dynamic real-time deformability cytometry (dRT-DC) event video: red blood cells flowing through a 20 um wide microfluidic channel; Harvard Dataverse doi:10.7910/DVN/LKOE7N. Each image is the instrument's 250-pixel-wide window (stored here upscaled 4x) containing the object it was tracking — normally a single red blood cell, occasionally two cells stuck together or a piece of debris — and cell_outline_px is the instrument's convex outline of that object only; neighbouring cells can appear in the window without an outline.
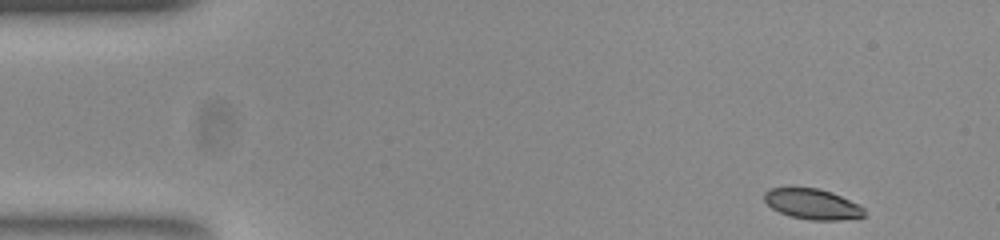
{"species": "common noctule bat (a hibernating species)", "species_latin": "Nyctalus noctula", "temperature_condition": "room temperature", "stored_images_in_passage": 23, "camera_frame_rate_fps": 3000, "um_per_image_px": 0.085, "animal": {"sex": "female", "body_mass_g": 23.0, "forearm_length_mm": 53.4}, "frame": {"image": 1, "passage_image": 1, "time_ms": 0.0, "image_size_px": [1000, 240], "cell_outline_px": [[864, 216], [840, 220], [812, 220], [792, 216], [780, 212], [772, 208], [764, 200], [764, 192], [768, 188], [816, 188], [832, 192], [860, 204], [864, 208]], "centroid_in_image_um": [69.07, 17.34], "position_along_channel_um": 15.9, "area_um2": 17.63}}
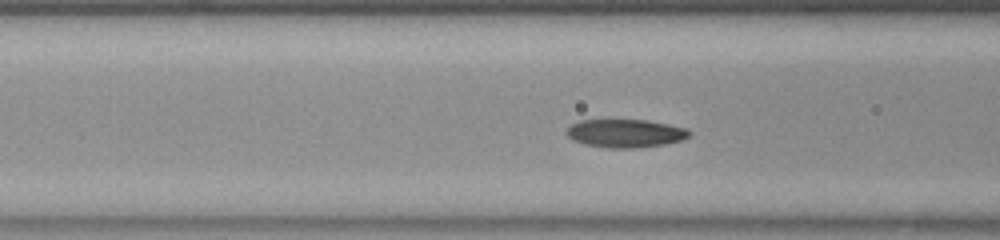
{"frame": {"image": 2, "passage_image": 17, "time_ms": 5.333, "image_size_px": [1000, 240], "cell_outline_px": [[692, 132], [688, 136], [680, 140], [664, 144], [636, 148], [608, 148], [584, 144], [572, 140], [564, 132], [572, 124], [580, 120], [644, 120], [668, 124], [684, 128]], "centroid_in_image_um": [53.11, 11.33], "position_along_channel_um": 113.5, "area_um2": 20.06}}
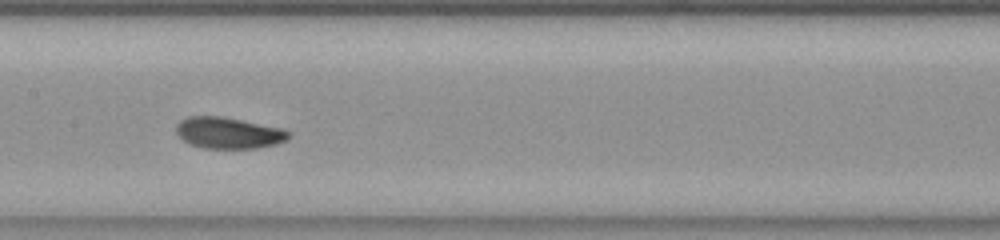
{"frame": {"image": 3, "passage_image": 23, "time_ms": 7.333, "image_size_px": [1000, 240], "cell_outline_px": [[292, 136], [276, 144], [256, 148], [204, 148], [192, 144], [184, 140], [176, 132], [176, 124], [180, 120], [188, 116], [220, 116], [284, 128], [292, 132]], "centroid_in_image_um": [19.46, 11.28], "position_along_channel_um": 187.9, "area_um2": 20.52}}